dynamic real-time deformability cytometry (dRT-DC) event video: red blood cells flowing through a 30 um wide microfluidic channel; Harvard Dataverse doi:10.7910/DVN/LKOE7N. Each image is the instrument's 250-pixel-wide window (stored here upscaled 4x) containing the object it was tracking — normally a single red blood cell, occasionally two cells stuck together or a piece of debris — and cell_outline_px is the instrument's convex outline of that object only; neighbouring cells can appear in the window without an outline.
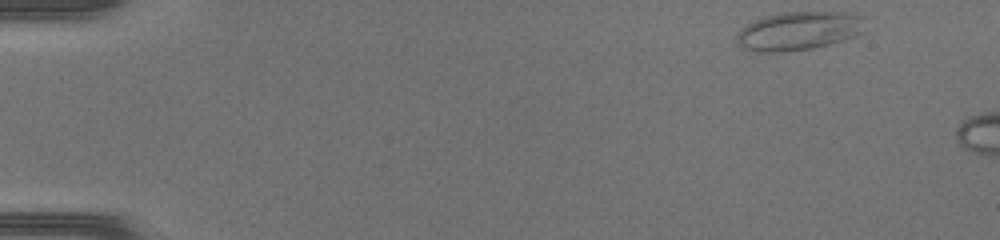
{"species": "common noctule bat (a hibernating species)", "species_latin": "Nyctalus noctula", "temperature_condition": "warm", "stored_images_in_passage": 41, "camera_frame_rate_fps": 3000, "um_per_image_px": 0.085, "animal": {"sex": "female", "body_mass_g": 17.0, "forearm_length_mm": 48.0}, "frame": {"image": 1, "passage_image": 1, "time_ms": 0.0, "image_size_px": [1000, 240], "cell_outline_px": [[864, 16], [860, 32], [856, 36], [844, 40], [812, 48], [788, 52], [760, 52], [744, 48], [736, 40], [736, 36], [748, 24], [764, 16], [784, 12], [848, 12]], "centroid_in_image_um": [67.91, 2.62], "position_along_channel_um": 17.1, "area_um2": 28.55}}
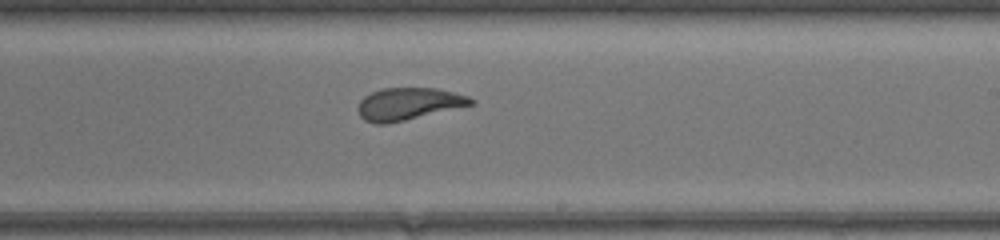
{"frame": {"image": 2, "passage_image": 26, "time_ms": 8.333, "image_size_px": [1000, 240], "cell_outline_px": [[476, 104], [388, 124], [376, 124], [364, 120], [360, 116], [356, 108], [360, 100], [364, 96], [380, 88], [436, 88], [468, 96], [476, 100]], "centroid_in_image_um": [34.71, 8.83], "position_along_channel_um": 254.3, "area_um2": 21.44}}
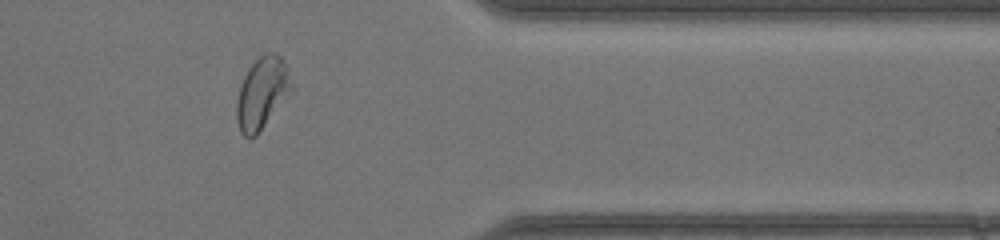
{"frame": {"image": 3, "passage_image": 36, "time_ms": 11.667, "image_size_px": [1000, 240], "cell_outline_px": [[296, 92], [256, 136], [248, 140], [240, 132], [236, 120], [236, 100], [240, 84], [248, 68], [264, 52], [276, 52], [280, 56], [288, 68], [296, 88]], "centroid_in_image_um": [22.35, 7.94], "position_along_channel_um": 389.1, "area_um2": 24.28}}